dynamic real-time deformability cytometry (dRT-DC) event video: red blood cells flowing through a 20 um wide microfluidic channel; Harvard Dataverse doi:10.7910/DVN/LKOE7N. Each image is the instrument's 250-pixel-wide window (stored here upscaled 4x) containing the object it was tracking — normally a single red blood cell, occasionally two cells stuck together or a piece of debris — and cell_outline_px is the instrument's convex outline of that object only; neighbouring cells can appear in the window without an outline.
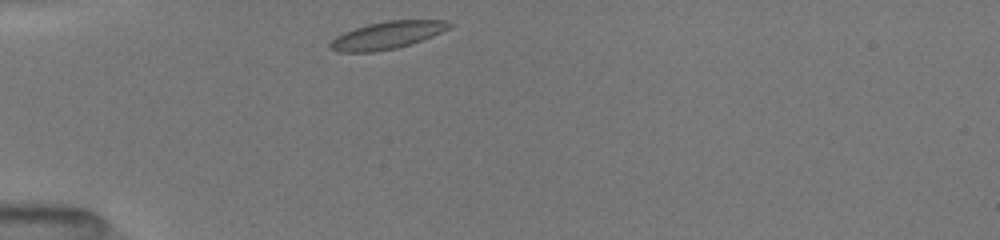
{"species": "common noctule bat (a hibernating species)", "species_latin": "Nyctalus noctula", "temperature_condition": "room temperature", "stored_images_in_passage": 10, "camera_frame_rate_fps": 3000, "um_per_image_px": 0.085, "animal": {"sex": "female", "body_mass_g": 19.5, "forearm_length_mm": 54.1}, "frame": {"image": 1, "passage_image": 1, "time_ms": 0.0, "image_size_px": [1000, 240], "cell_outline_px": [[456, 24], [432, 36], [396, 48], [372, 52], [336, 52], [328, 48], [328, 44], [336, 36], [344, 32], [368, 24], [388, 20], [448, 20]], "centroid_in_image_um": [32.88, 2.99], "position_along_channel_um": 52.1, "area_um2": 18.96}}
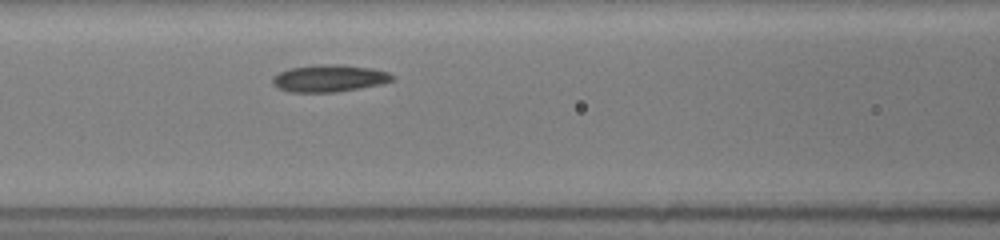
{"frame": {"image": 2, "passage_image": 7, "time_ms": 2.667, "image_size_px": [1000, 240], "cell_outline_px": [[396, 76], [392, 80], [380, 84], [360, 88], [336, 92], [288, 92], [272, 84], [272, 76], [280, 72], [292, 68], [316, 64], [340, 64], [372, 68], [388, 72]], "centroid_in_image_um": [27.99, 6.65], "position_along_channel_um": 138.6, "area_um2": 18.96}}
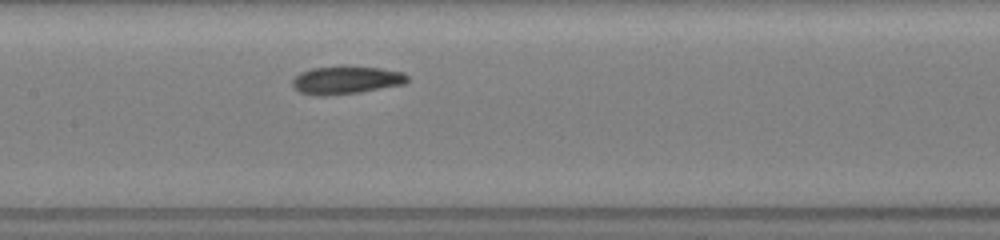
{"frame": {"image": 3, "passage_image": 10, "time_ms": 3.667, "image_size_px": [1000, 240], "cell_outline_px": [[408, 80], [404, 84], [360, 92], [324, 96], [316, 96], [300, 92], [292, 84], [292, 80], [300, 72], [312, 68], [344, 64], [380, 68], [404, 72], [408, 76]], "centroid_in_image_um": [29.42, 6.78], "position_along_channel_um": 178.0, "area_um2": 19.13}}